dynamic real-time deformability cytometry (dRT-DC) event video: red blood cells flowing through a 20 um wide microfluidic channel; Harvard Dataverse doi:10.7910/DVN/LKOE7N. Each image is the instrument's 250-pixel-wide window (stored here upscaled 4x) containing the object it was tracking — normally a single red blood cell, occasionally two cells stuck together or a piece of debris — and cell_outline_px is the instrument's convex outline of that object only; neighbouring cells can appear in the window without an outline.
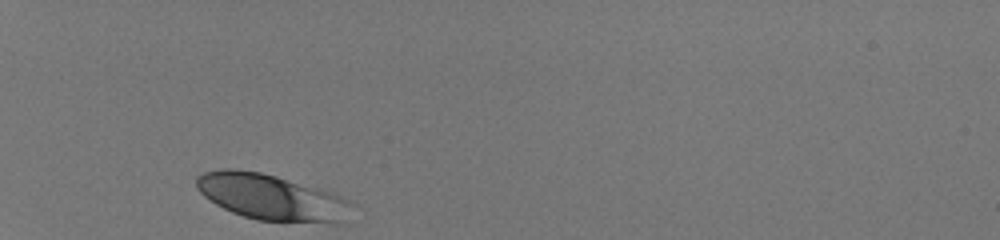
{"species": "human", "species_latin": "Homo sapiens", "temperature_condition": "room temperature", "stored_images_in_passage": 29, "camera_frame_rate_fps": 3000, "um_per_image_px": 0.085, "donor": {"sex": "male"}, "frame": {"image": 1, "passage_image": 1, "time_ms": 0.0, "image_size_px": [1000, 240], "cell_outline_px": [[352, 204], [348, 224], [340, 224], [256, 220], [232, 212], [216, 204], [204, 196], [196, 188], [196, 176], [204, 172], [224, 168], [232, 168], [260, 172], [276, 176], [332, 192], [352, 200]], "centroid_in_image_um": [23.15, 16.79], "position_along_channel_um": 61.9, "area_um2": 42.19}}
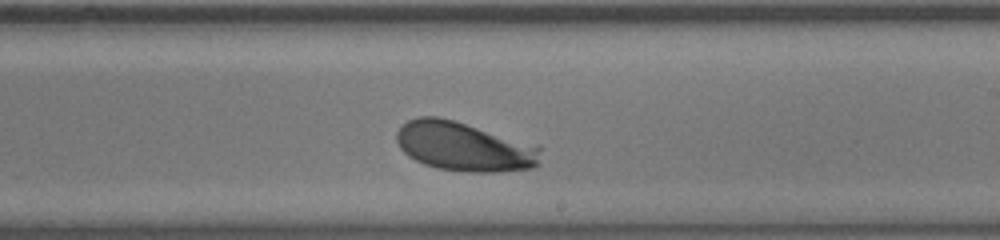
{"frame": {"image": 2, "passage_image": 17, "time_ms": 5.333, "image_size_px": [1000, 240], "cell_outline_px": [[544, 148], [540, 164], [532, 168], [496, 172], [464, 172], [436, 168], [424, 164], [408, 156], [400, 148], [396, 140], [396, 132], [408, 120], [420, 116], [436, 116], [452, 120], [540, 144]], "centroid_in_image_um": [39.54, 12.47], "position_along_channel_um": 249.5, "area_um2": 41.96}}
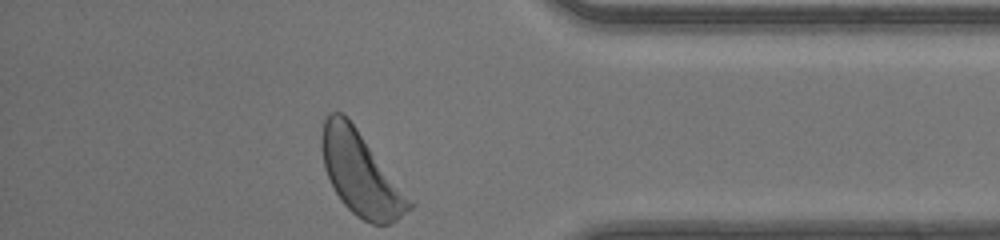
{"frame": {"image": 3, "passage_image": 29, "time_ms": 9.333, "image_size_px": [1000, 240], "cell_outline_px": [[416, 204], [412, 208], [396, 220], [388, 224], [372, 224], [356, 216], [340, 200], [324, 168], [320, 144], [320, 140], [324, 120], [328, 112], [340, 112], [356, 128], [416, 200]], "centroid_in_image_um": [30.72, 14.78], "position_along_channel_um": 404.5, "area_um2": 42.89}, "authors_computed_cell_mechanics": {"area_um2": 39.9976, "velocity_mm_per_s": 4.0996, "shape_relaxation_time_tau1_ms": 1.609, "shape_relaxation_time_tau2_ms": null, "deformation_change_tau1": 0.1063, "deformation_change_tau2": null}}